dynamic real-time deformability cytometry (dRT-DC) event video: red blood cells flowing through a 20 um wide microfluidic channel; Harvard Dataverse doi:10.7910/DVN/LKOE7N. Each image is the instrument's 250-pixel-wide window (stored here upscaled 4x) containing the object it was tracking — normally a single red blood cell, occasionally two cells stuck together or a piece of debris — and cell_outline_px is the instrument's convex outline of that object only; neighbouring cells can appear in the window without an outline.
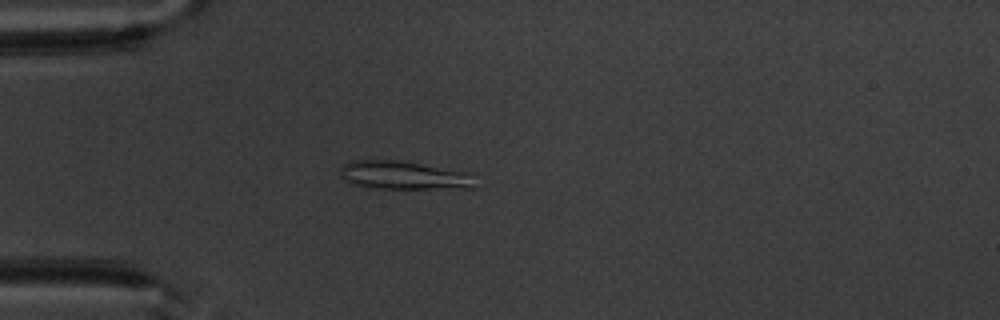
{"species": "common noctule bat (a hibernating species)", "species_latin": "Nyctalus noctula", "temperature_condition": "warm", "stored_images_in_passage": 3, "camera_frame_rate_fps": 3000, "um_per_image_px": 0.085, "animal": {"sex": "male", "body_mass_g": 20.1, "forearm_length_mm": 53.5}, "frame": {"image": 1, "passage_image": 3, "time_ms": 2.333, "image_size_px": [1000, 320], "cell_outline_px": [[476, 188], [376, 188], [356, 184], [348, 180], [340, 172], [340, 168], [344, 164], [352, 160], [396, 160], [476, 172]], "centroid_in_image_um": [34.5, 14.89], "position_along_channel_um": 50.5, "area_um2": 22.43}}